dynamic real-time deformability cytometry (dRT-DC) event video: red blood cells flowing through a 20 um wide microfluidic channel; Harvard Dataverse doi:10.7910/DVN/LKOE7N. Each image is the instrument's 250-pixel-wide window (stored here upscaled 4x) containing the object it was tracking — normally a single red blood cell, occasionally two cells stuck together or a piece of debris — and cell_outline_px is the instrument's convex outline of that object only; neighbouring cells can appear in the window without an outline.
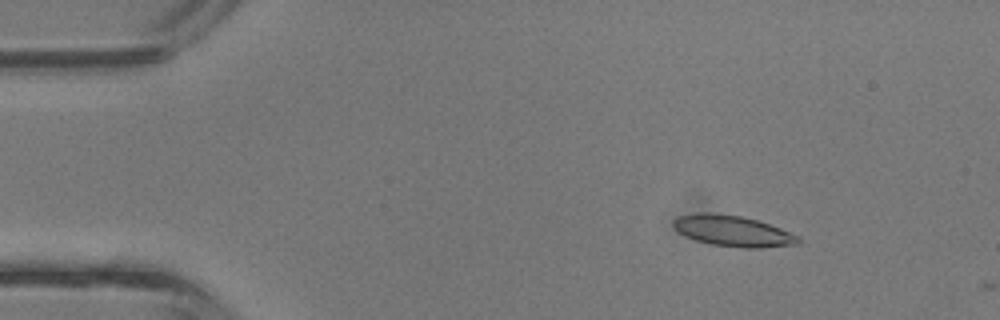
{"species": "common noctule bat (a hibernating species)", "species_latin": "Nyctalus noctula", "temperature_condition": "room temperature", "stored_images_in_passage": 2, "camera_frame_rate_fps": 3000, "um_per_image_px": 0.085, "animal": {"sex": "male", "body_mass_g": 13.3}, "frame": {"image": 1, "passage_image": 1, "time_ms": 0.0, "image_size_px": [1000, 320], "cell_outline_px": [[800, 244], [760, 248], [740, 248], [712, 244], [696, 240], [680, 232], [672, 224], [672, 220], [680, 216], [704, 212], [708, 212], [740, 216], [756, 220], [780, 228], [800, 236]], "centroid_in_image_um": [62.34, 19.64], "position_along_channel_um": 22.7, "area_um2": 22.25}}